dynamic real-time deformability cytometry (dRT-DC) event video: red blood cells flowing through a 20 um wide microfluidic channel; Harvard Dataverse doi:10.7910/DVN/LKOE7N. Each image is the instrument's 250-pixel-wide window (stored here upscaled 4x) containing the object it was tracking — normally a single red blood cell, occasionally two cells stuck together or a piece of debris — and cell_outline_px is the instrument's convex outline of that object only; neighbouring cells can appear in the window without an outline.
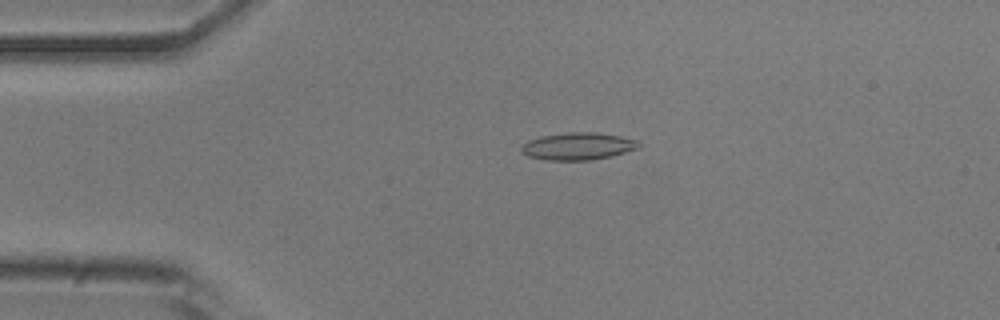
{"species": "common noctule bat (a hibernating species)", "species_latin": "Nyctalus noctula", "temperature_condition": "room temperature", "stored_images_in_passage": 47, "camera_frame_rate_fps": 3000, "um_per_image_px": 0.085, "animal": {"sex": "male", "body_mass_g": 20.5, "forearm_length_mm": 52.5}, "frame": {"image": 1, "passage_image": 7, "time_ms": 2.0, "image_size_px": [1000, 320], "cell_outline_px": [[640, 148], [612, 156], [592, 160], [548, 160], [528, 156], [520, 152], [520, 148], [528, 140], [540, 136], [568, 132], [596, 132], [620, 136], [636, 140], [640, 144]], "centroid_in_image_um": [49.12, 12.43], "position_along_channel_um": 35.9, "area_um2": 18.79}}
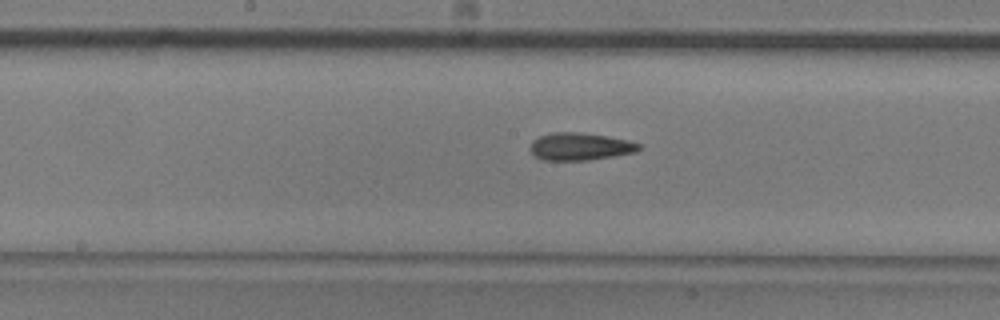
{"frame": {"image": 2, "passage_image": 22, "time_ms": 7.0, "image_size_px": [1000, 320], "cell_outline_px": [[640, 148], [636, 152], [588, 160], [544, 160], [536, 156], [528, 148], [532, 140], [540, 136], [552, 132], [580, 132], [628, 140], [640, 144]], "centroid_in_image_um": [49.27, 12.45], "position_along_channel_um": 198.9, "area_um2": 17.28}}
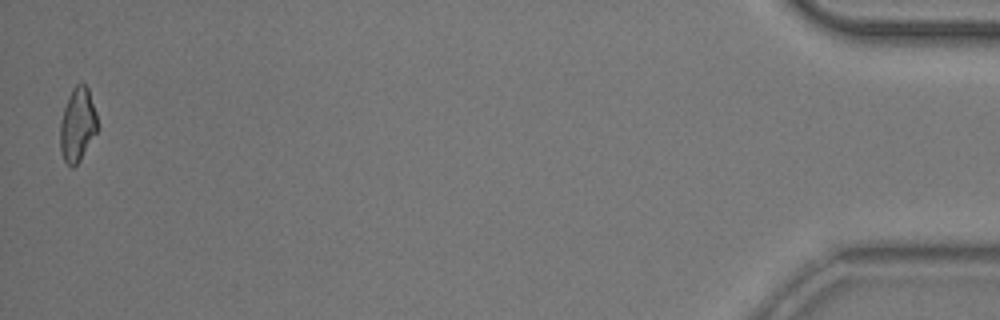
{"frame": {"image": 3, "passage_image": 47, "time_ms": 15.333, "image_size_px": [1000, 320], "cell_outline_px": [[96, 132], [80, 160], [72, 168], [64, 160], [60, 148], [60, 124], [64, 108], [68, 96], [72, 88], [76, 84], [84, 84], [88, 88], [96, 112]], "centroid_in_image_um": [6.57, 10.59], "position_along_channel_um": 428.6, "area_um2": 15.72}, "authors_computed_cell_mechanics": {"area_um2": 17.051, "velocity_mm_per_s": 3.8977, "shape_relaxation_time_tau1_ms": 10.2189, "shape_relaxation_time_tau2_ms": 3.0113, "deformation_change_tau1": 0.2288, "deformation_change_tau2": 0.1107}}